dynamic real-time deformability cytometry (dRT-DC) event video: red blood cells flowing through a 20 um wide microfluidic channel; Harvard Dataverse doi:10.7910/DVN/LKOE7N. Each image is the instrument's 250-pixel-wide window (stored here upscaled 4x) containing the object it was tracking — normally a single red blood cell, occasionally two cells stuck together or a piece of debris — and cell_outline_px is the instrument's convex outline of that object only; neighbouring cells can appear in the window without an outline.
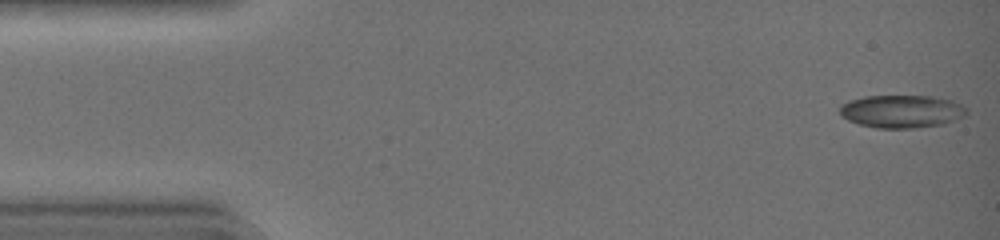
{"species": "common noctule bat (a hibernating species)", "species_latin": "Nyctalus noctula", "temperature_condition": "warm", "stored_images_in_passage": 42, "camera_frame_rate_fps": 3000, "um_per_image_px": 0.085, "animal": {"sex": "female", "body_mass_g": 19.0, "forearm_length_mm": 51.5}, "frame": {"image": 1, "passage_image": 1, "time_ms": 0.0, "image_size_px": [1000, 240], "cell_outline_px": [[968, 108], [964, 112], [940, 124], [908, 128], [880, 128], [860, 124], [848, 120], [840, 112], [840, 104], [848, 100], [864, 96], [936, 96], [952, 100], [964, 104]], "centroid_in_image_um": [76.57, 9.43], "position_along_channel_um": 8.4, "area_um2": 23.76}}
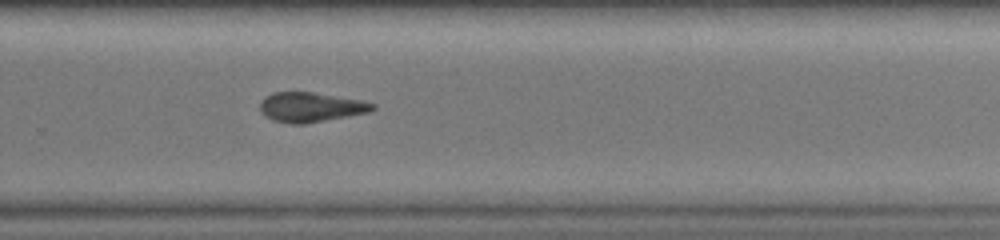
{"frame": {"image": 2, "passage_image": 29, "time_ms": 9.333, "image_size_px": [1000, 240], "cell_outline_px": [[376, 108], [364, 112], [348, 116], [304, 124], [292, 124], [276, 120], [268, 116], [260, 108], [260, 104], [264, 96], [272, 92], [312, 92], [364, 100], [376, 104]], "centroid_in_image_um": [26.43, 9.09], "position_along_channel_um": 303.4, "area_um2": 19.19}}
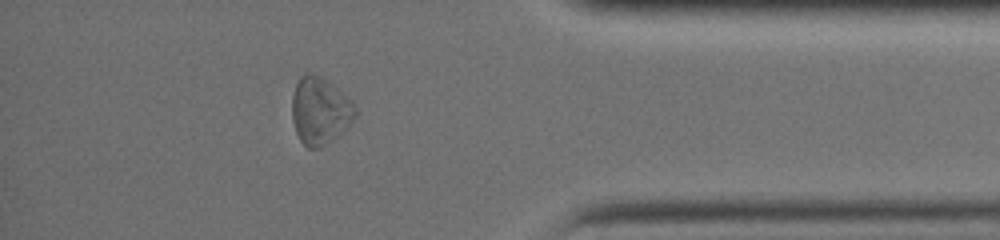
{"frame": {"image": 3, "passage_image": 37, "time_ms": 12.0, "image_size_px": [1000, 240], "cell_outline_px": [[356, 116], [332, 140], [316, 148], [308, 148], [300, 140], [296, 132], [292, 120], [292, 96], [296, 84], [300, 76], [304, 72], [312, 72], [328, 80], [348, 96], [352, 100], [356, 108]], "centroid_in_image_um": [27.18, 9.36], "position_along_channel_um": 408.0, "area_um2": 24.74}, "authors_computed_cell_mechanics": {"area_um2": 20.9236, "velocity_mm_per_s": 4.4978, "shape_relaxation_time_tau1_ms": 5.2204, "shape_relaxation_time_tau2_ms": 3.7864, "deformation_change_tau1": 0.1874, "deformation_change_tau2": 0.1136}}